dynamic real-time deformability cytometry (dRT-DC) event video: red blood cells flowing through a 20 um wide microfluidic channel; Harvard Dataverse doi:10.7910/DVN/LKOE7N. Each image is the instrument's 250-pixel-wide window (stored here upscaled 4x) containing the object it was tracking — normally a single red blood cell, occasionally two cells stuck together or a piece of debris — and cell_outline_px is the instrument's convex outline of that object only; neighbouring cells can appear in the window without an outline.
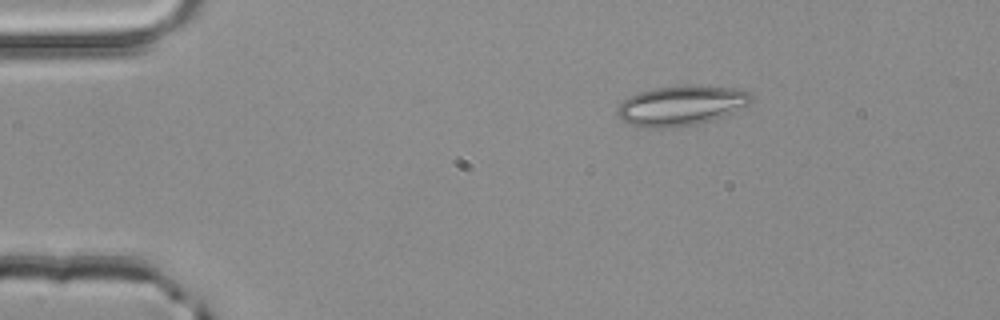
{"species": "common noctule bat (a hibernating species)", "species_latin": "Nyctalus noctula", "temperature_condition": "room temperature", "stored_images_in_passage": 44, "camera_frame_rate_fps": 3000, "um_per_image_px": 0.085, "animal": {"sex": "male", "body_mass_g": 20.4}, "frame": {"image": 1, "passage_image": 1, "time_ms": 0.0, "image_size_px": [1000, 320], "cell_outline_px": [[752, 100], [748, 104], [724, 116], [712, 120], [696, 124], [676, 128], [644, 128], [628, 124], [616, 112], [616, 108], [628, 96], [640, 92], [656, 88], [684, 84], [692, 84], [736, 88], [748, 92], [752, 96]], "centroid_in_image_um": [57.89, 8.97], "position_along_channel_um": 27.1, "area_um2": 31.44}}
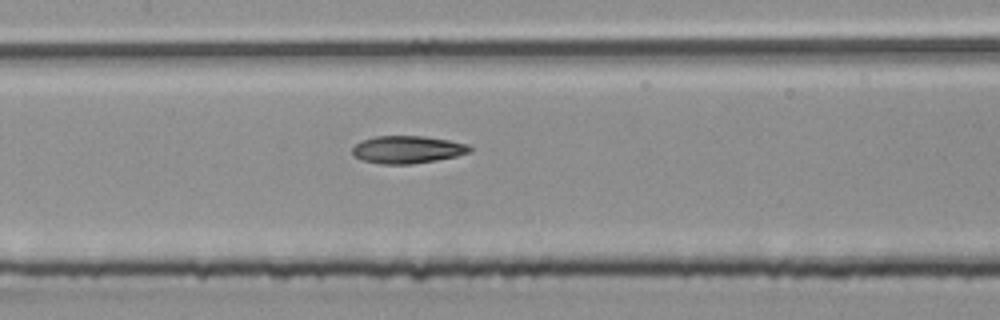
{"frame": {"image": 2, "passage_image": 17, "time_ms": 5.333, "image_size_px": [1000, 320], "cell_outline_px": [[472, 152], [456, 156], [436, 160], [412, 164], [380, 164], [360, 160], [352, 156], [352, 148], [360, 140], [376, 136], [424, 136], [448, 140], [468, 144], [472, 148]], "centroid_in_image_um": [34.6, 12.72], "position_along_channel_um": 172.8, "area_um2": 19.07}}
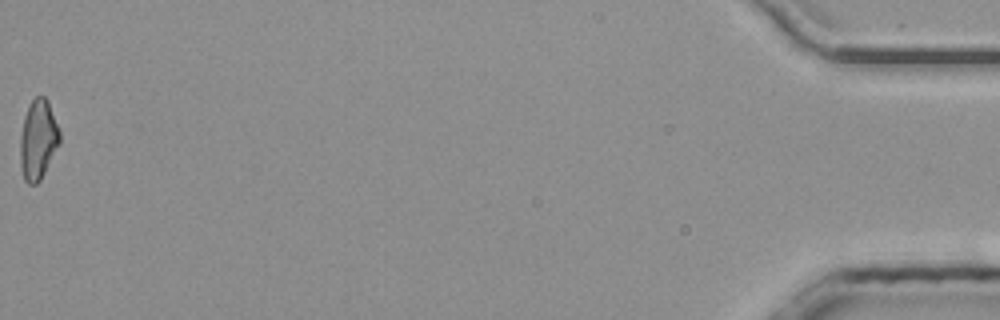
{"frame": {"image": 3, "passage_image": 44, "time_ms": 14.333, "image_size_px": [1000, 320], "cell_outline_px": [[60, 144], [40, 180], [36, 184], [28, 184], [24, 180], [20, 168], [20, 136], [24, 116], [28, 104], [36, 96], [44, 96], [48, 100], [60, 132]], "centroid_in_image_um": [3.23, 11.87], "position_along_channel_um": 432.0, "area_um2": 18.55}, "authors_computed_cell_mechanics": {"area_um2": 18.785, "velocity_mm_per_s": 4.0635, "shape_relaxation_time_tau1_ms": 9.2321, "shape_relaxation_time_tau2_ms": 3.7858, "deformation_change_tau1": 0.203, "deformation_change_tau2": 0.1032}}